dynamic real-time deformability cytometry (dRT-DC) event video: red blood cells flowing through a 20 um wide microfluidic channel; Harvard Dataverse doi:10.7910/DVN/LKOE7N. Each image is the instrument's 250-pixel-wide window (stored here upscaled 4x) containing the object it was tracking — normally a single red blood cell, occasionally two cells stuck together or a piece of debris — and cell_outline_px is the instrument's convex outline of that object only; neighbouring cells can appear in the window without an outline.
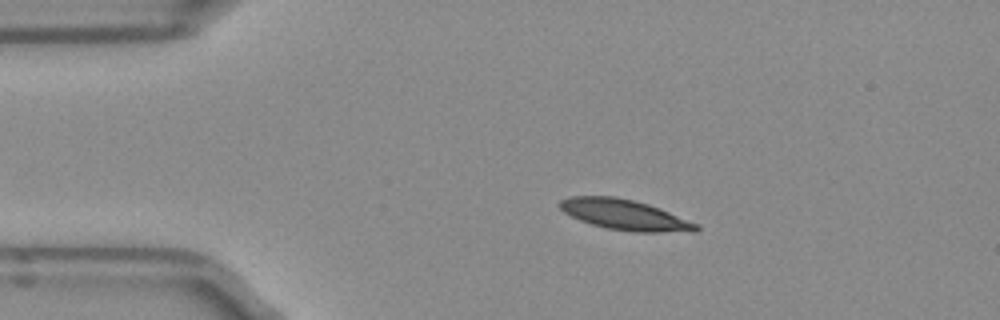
{"species": "Egyptian fruit bat (a non-hibernating species)", "species_latin": "Rousettus aegyptiacus", "temperature_condition": "room temperature", "stored_images_in_passage": 42, "camera_frame_rate_fps": 3000, "um_per_image_px": 0.085, "frame": {"image": 1, "passage_image": 1, "time_ms": 0.0, "image_size_px": [1000, 320], "cell_outline_px": [[700, 228], [696, 232], [636, 232], [608, 228], [592, 224], [580, 220], [564, 212], [560, 208], [560, 200], [568, 196], [616, 196], [648, 204], [660, 208], [700, 224]], "centroid_in_image_um": [53.16, 18.26], "position_along_channel_um": 31.8, "area_um2": 24.22}}
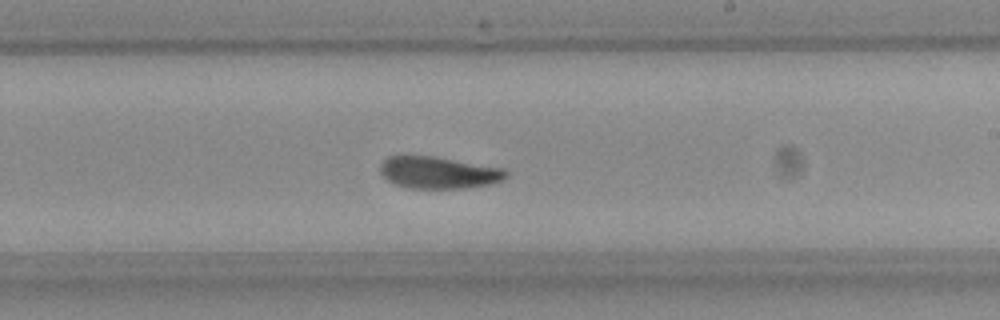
{"frame": {"image": 2, "passage_image": 21, "time_ms": 6.667, "image_size_px": [1000, 320], "cell_outline_px": [[508, 176], [504, 180], [488, 184], [464, 188], [408, 188], [396, 184], [388, 180], [380, 172], [380, 164], [388, 156], [432, 156], [504, 168], [508, 172]], "centroid_in_image_um": [37.29, 14.67], "position_along_channel_um": 251.7, "area_um2": 23.29}}
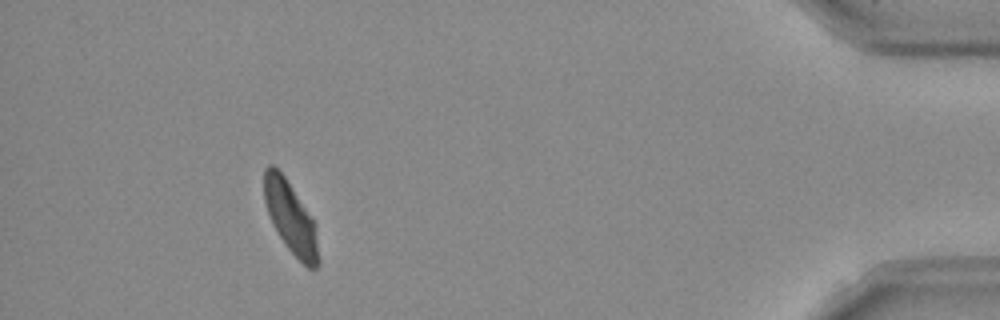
{"frame": {"image": 3, "passage_image": 38, "time_ms": 12.333, "image_size_px": [1000, 320], "cell_outline_px": [[320, 264], [316, 268], [308, 268], [284, 244], [272, 224], [264, 200], [264, 168], [268, 164], [272, 164], [284, 176], [312, 220], [320, 260]], "centroid_in_image_um": [24.66, 18.51], "position_along_channel_um": 410.5, "area_um2": 21.91}, "authors_computed_cell_mechanics": {"area_um2": 23.9292, "velocity_mm_per_s": 3.9242, "shape_relaxation_time_tau1_ms": 5.1012, "shape_relaxation_time_tau2_ms": 2.1522, "deformation_change_tau1": 0.1422, "deformation_change_tau2": 0.07}}